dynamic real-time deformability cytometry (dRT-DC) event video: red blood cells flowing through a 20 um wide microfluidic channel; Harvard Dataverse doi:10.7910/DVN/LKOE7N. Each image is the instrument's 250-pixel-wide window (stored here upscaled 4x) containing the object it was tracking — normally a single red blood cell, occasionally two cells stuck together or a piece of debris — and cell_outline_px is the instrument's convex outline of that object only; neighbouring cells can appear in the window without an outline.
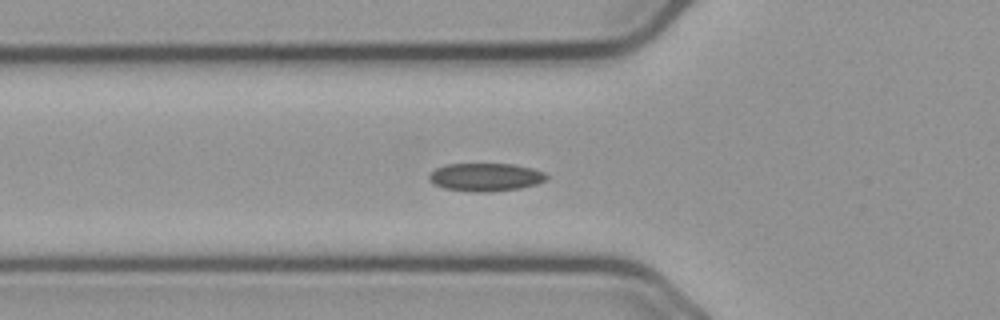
{"species": "common noctule bat (a hibernating species)", "species_latin": "Nyctalus noctula", "temperature_condition": "cold", "stored_images_in_passage": 26, "camera_frame_rate_fps": 3000, "um_per_image_px": 0.085, "animal": {"sex": "male", "body_mass_g": 23.1, "forearm_length_mm": 52.7}, "frame": {"image": 1, "passage_image": 11, "time_ms": 3.333, "image_size_px": [1000, 320], "cell_outline_px": [[548, 176], [544, 180], [536, 184], [520, 188], [488, 192], [476, 192], [444, 188], [432, 184], [428, 176], [436, 168], [444, 164], [512, 164], [532, 168], [544, 172]], "centroid_in_image_um": [41.25, 15.05], "position_along_channel_um": 84.6, "area_um2": 19.13}}
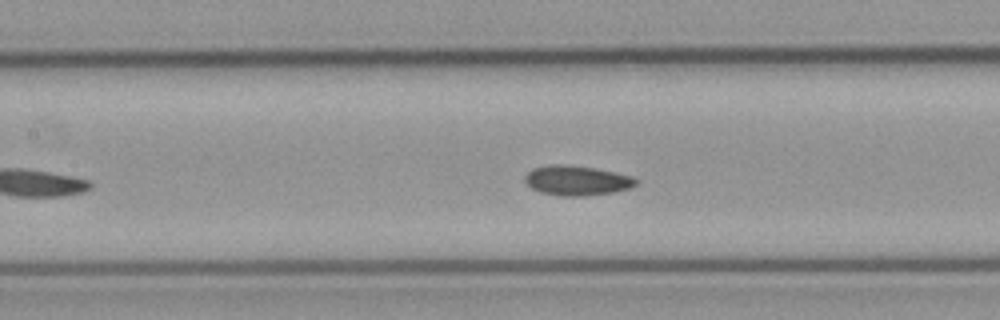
{"frame": {"image": 2, "passage_image": 17, "time_ms": 5.333, "image_size_px": [1000, 320], "cell_outline_px": [[640, 180], [636, 184], [628, 188], [612, 192], [584, 196], [564, 196], [540, 192], [532, 188], [524, 180], [524, 176], [532, 168], [552, 164], [560, 164], [596, 168], [632, 176]], "centroid_in_image_um": [49.02, 15.33], "position_along_channel_um": 158.4, "area_um2": 19.19}}
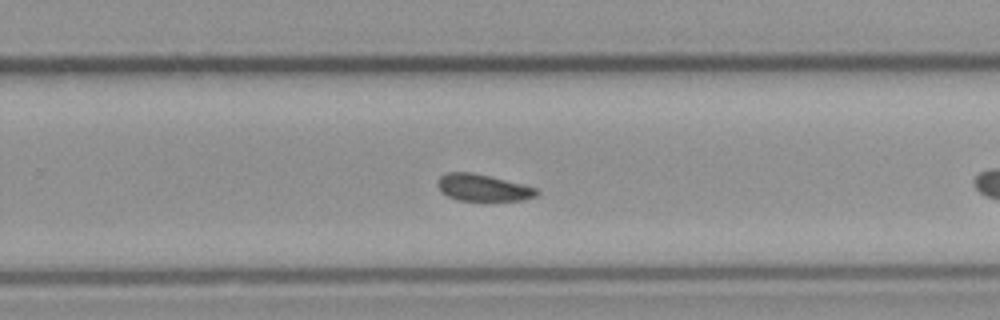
{"frame": {"image": 3, "passage_image": 24, "time_ms": 7.667, "image_size_px": [1000, 320], "cell_outline_px": [[540, 192], [536, 196], [524, 200], [492, 204], [484, 204], [456, 200], [440, 192], [436, 184], [436, 180], [444, 172], [472, 172], [536, 188]], "centroid_in_image_um": [41.01, 16.03], "position_along_channel_um": 288.8, "area_um2": 16.53}}